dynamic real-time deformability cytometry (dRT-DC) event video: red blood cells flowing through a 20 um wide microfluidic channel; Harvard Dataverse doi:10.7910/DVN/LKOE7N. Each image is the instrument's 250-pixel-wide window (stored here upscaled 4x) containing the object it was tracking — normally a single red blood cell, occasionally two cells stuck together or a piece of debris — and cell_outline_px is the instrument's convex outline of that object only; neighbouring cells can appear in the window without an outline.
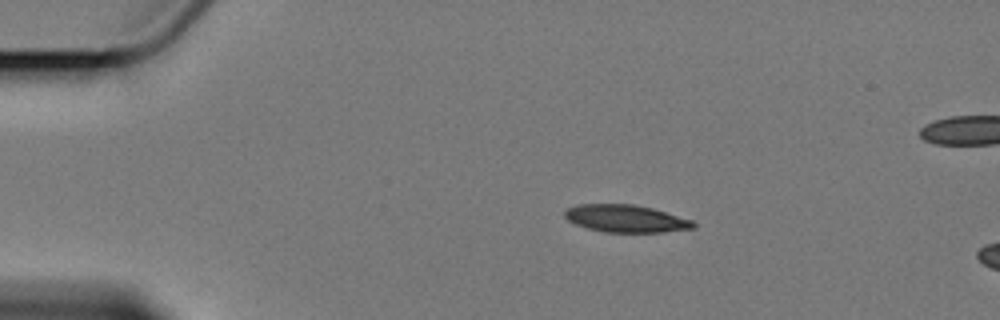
{"species": "Egyptian fruit bat (a non-hibernating species)", "species_latin": "Rousettus aegyptiacus", "temperature_condition": "cold", "stored_images_in_passage": 5, "camera_frame_rate_fps": 3000, "um_per_image_px": 0.085, "animal": {"sex": "female"}, "frame": {"image": 1, "passage_image": 1, "time_ms": 0.0, "image_size_px": [1000, 320], "cell_outline_px": [[696, 228], [664, 232], [604, 232], [588, 228], [576, 224], [568, 220], [564, 216], [564, 212], [568, 208], [580, 204], [632, 204], [652, 208], [692, 220], [696, 224]], "centroid_in_image_um": [53.21, 18.58], "position_along_channel_um": 31.8, "area_um2": 20.46}}
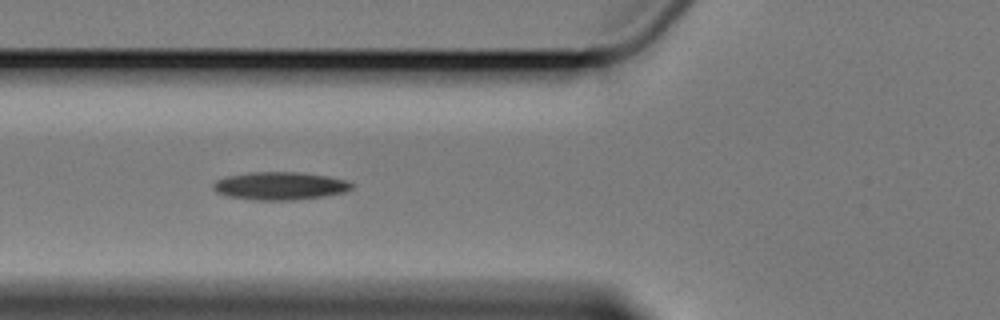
{"frame": {"image": 2, "passage_image": 4, "time_ms": 3.667, "image_size_px": [1000, 320], "cell_outline_px": [[352, 188], [344, 192], [324, 196], [296, 200], [252, 200], [228, 196], [216, 192], [212, 188], [212, 184], [216, 180], [228, 176], [248, 172], [300, 172], [328, 176], [344, 180], [352, 184]], "centroid_in_image_um": [23.76, 15.8], "position_along_channel_um": 102.0, "area_um2": 22.54}}
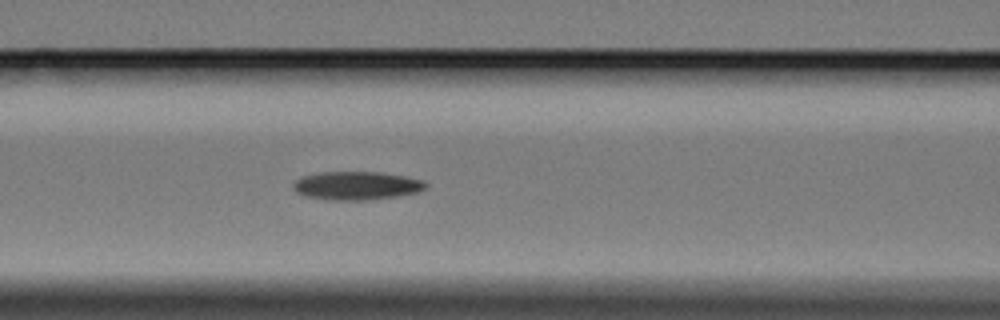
{"frame": {"image": 3, "passage_image": 5, "time_ms": 4.667, "image_size_px": [1000, 320], "cell_outline_px": [[428, 188], [416, 192], [400, 196], [364, 200], [328, 200], [304, 196], [296, 192], [292, 188], [292, 184], [300, 176], [316, 172], [380, 172], [404, 176], [424, 180], [428, 184]], "centroid_in_image_um": [30.28, 15.78], "position_along_channel_um": 136.3, "area_um2": 22.25}}